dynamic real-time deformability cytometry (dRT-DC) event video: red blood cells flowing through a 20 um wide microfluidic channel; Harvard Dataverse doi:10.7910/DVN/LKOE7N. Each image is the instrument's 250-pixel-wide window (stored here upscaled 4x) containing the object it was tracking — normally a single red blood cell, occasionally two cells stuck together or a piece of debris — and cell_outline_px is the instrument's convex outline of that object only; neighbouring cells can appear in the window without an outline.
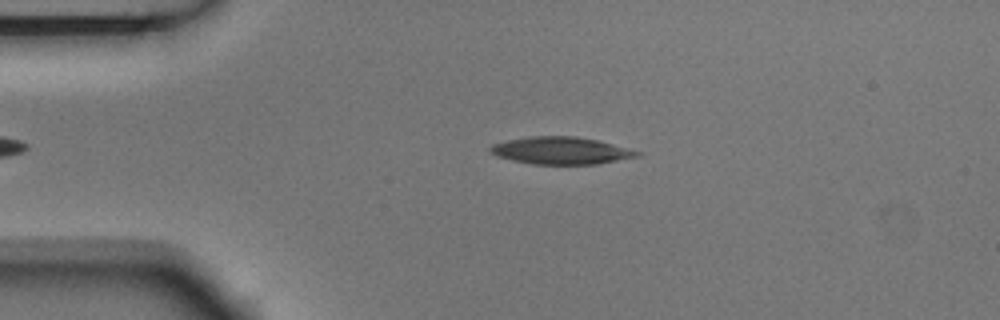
{"species": "Egyptian fruit bat (a non-hibernating species)", "species_latin": "Rousettus aegyptiacus", "temperature_condition": "room temperature", "stored_images_in_passage": 1, "camera_frame_rate_fps": 3000, "um_per_image_px": 0.085, "animal": {"sex": "male"}, "frame": {"image": 1, "passage_image": 1, "time_ms": 0.0, "image_size_px": [1000, 320], "cell_outline_px": [[644, 152], [640, 156], [596, 164], [532, 164], [512, 160], [496, 156], [488, 152], [488, 148], [492, 144], [508, 140], [528, 136], [576, 136], [596, 140]], "centroid_in_image_um": [47.66, 12.8], "position_along_channel_um": 37.3, "area_um2": 23.41}}